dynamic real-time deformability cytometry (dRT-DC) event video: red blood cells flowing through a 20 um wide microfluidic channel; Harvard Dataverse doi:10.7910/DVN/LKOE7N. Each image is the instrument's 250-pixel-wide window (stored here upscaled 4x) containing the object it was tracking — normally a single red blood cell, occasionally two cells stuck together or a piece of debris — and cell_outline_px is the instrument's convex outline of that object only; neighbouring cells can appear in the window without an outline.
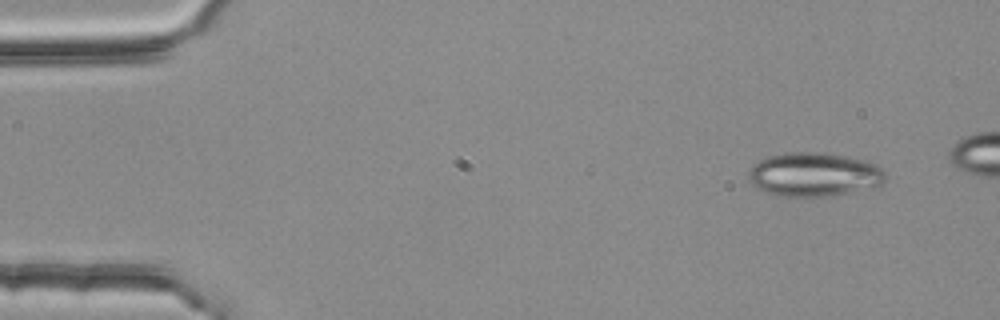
{"species": "common noctule bat (a hibernating species)", "species_latin": "Nyctalus noctula", "temperature_condition": "room temperature", "stored_images_in_passage": 4, "camera_frame_rate_fps": 3000, "um_per_image_px": 0.085, "animal": {"sex": "female", "body_mass_g": 25.1}, "frame": {"image": 1, "passage_image": 1, "time_ms": 0.0, "image_size_px": [1000, 320], "cell_outline_px": [[888, 176], [880, 188], [828, 196], [784, 196], [764, 192], [756, 188], [748, 180], [748, 168], [760, 160], [768, 156], [784, 152], [824, 152], [868, 160], [876, 164]], "centroid_in_image_um": [69.24, 14.83], "position_along_channel_um": 15.8, "area_um2": 35.84}}